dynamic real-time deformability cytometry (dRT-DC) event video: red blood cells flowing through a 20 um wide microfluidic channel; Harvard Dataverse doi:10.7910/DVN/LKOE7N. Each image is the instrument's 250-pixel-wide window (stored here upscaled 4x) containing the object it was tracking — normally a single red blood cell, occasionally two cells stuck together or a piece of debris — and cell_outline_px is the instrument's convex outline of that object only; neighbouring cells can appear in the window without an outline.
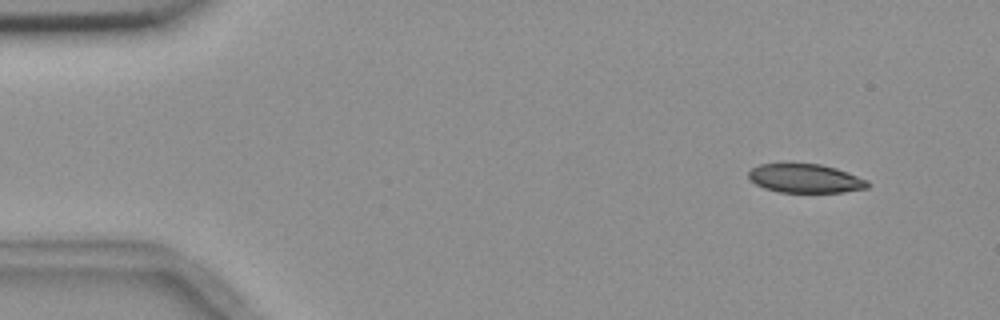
{"species": "common noctule bat (a hibernating species)", "species_latin": "Nyctalus noctula", "temperature_condition": "room temperature", "stored_images_in_passage": 4, "camera_frame_rate_fps": 3000, "um_per_image_px": 0.085, "animal": {"sex": "female", "body_mass_g": 18.4}, "frame": {"image": 1, "passage_image": 2, "time_ms": 1.333, "image_size_px": [1000, 320], "cell_outline_px": [[868, 188], [844, 192], [780, 192], [764, 188], [756, 184], [748, 176], [748, 172], [752, 168], [760, 164], [820, 164], [836, 168], [868, 180]], "centroid_in_image_um": [68.46, 15.17], "position_along_channel_um": 16.5, "area_um2": 19.83}}